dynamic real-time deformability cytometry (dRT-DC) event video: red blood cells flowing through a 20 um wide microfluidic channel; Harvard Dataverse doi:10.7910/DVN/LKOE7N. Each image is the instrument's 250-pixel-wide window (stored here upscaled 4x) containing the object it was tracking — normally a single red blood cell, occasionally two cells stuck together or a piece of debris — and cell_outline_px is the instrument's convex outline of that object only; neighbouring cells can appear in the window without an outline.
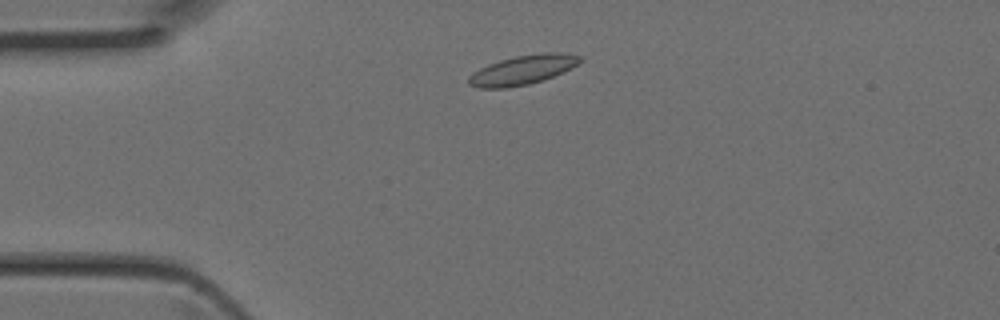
{"species": "Egyptian fruit bat (a non-hibernating species)", "species_latin": "Rousettus aegyptiacus", "temperature_condition": "room temperature", "stored_images_in_passage": 38, "camera_frame_rate_fps": 3000, "um_per_image_px": 0.085, "animal": {"sex": "female"}, "frame": {"image": 1, "passage_image": 4, "time_ms": 1.0, "image_size_px": [1000, 320], "cell_outline_px": [[584, 60], [572, 68], [552, 76], [528, 84], [508, 88], [480, 88], [468, 84], [468, 76], [480, 68], [488, 64], [500, 60], [516, 56], [544, 52], [560, 52], [584, 56]], "centroid_in_image_um": [44.46, 5.93], "position_along_channel_um": 40.5, "area_um2": 19.07}}
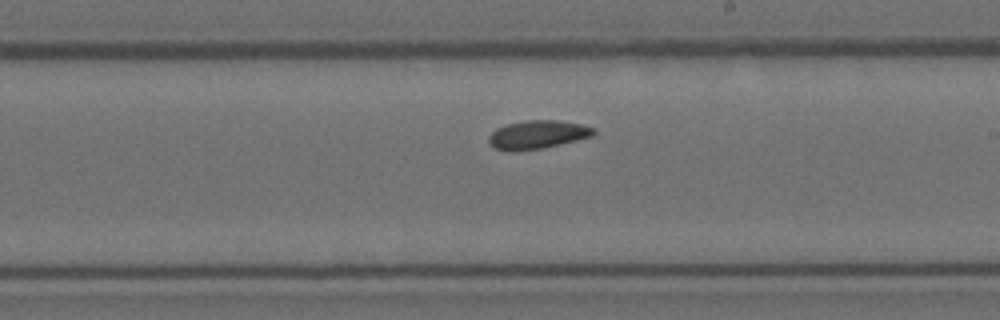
{"frame": {"image": 2, "passage_image": 19, "time_ms": 6.0, "image_size_px": [1000, 320], "cell_outline_px": [[596, 132], [592, 136], [560, 144], [540, 148], [516, 152], [512, 152], [496, 148], [488, 140], [488, 136], [496, 128], [508, 124], [524, 120], [560, 120], [580, 124], [596, 128]], "centroid_in_image_um": [45.69, 11.43], "position_along_channel_um": 243.3, "area_um2": 17.34}}
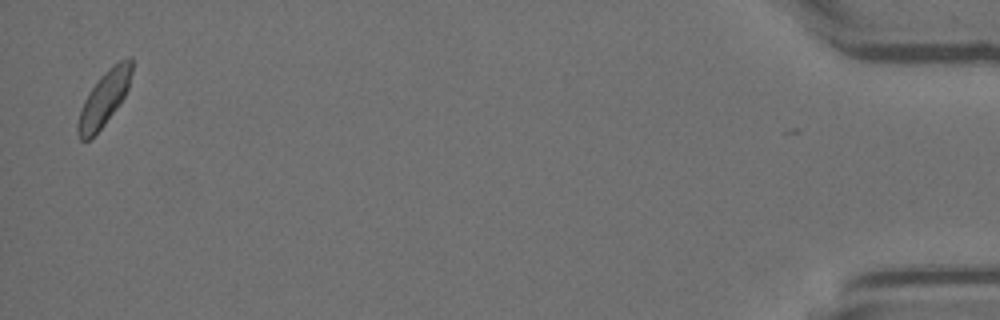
{"frame": {"image": 3, "passage_image": 37, "time_ms": 12.0, "image_size_px": [1000, 320], "cell_outline_px": [[132, 72], [128, 88], [124, 96], [116, 108], [104, 124], [88, 140], [80, 140], [76, 132], [76, 124], [84, 100], [88, 92], [100, 76], [108, 68], [120, 60], [128, 56], [132, 56]], "centroid_in_image_um": [8.84, 8.34], "position_along_channel_um": 426.4, "area_um2": 16.99}}